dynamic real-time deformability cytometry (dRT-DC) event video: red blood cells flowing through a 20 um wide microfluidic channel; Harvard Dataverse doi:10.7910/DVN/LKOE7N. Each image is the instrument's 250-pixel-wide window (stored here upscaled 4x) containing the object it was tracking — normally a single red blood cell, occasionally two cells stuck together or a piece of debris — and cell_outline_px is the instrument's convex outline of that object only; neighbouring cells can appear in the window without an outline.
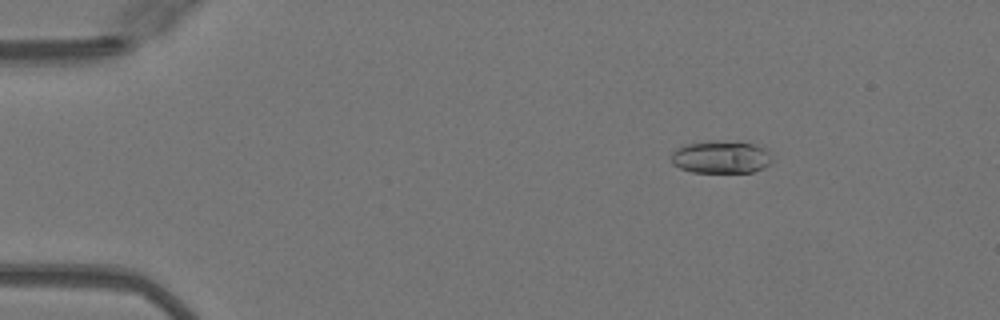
{"species": "Egyptian fruit bat (a non-hibernating species)", "species_latin": "Rousettus aegyptiacus", "temperature_condition": "warm", "stored_images_in_passage": 50, "camera_frame_rate_fps": 3000, "um_per_image_px": 0.085, "animal": {"sex": "female"}, "frame": {"image": 1, "passage_image": 8, "time_ms": 2.333, "image_size_px": [1000, 320], "cell_outline_px": [[772, 160], [764, 168], [752, 172], [692, 172], [680, 168], [672, 164], [672, 152], [676, 148], [684, 144], [752, 144], [768, 148], [772, 156]], "centroid_in_image_um": [61.31, 13.41], "position_along_channel_um": 23.7, "area_um2": 18.32}}
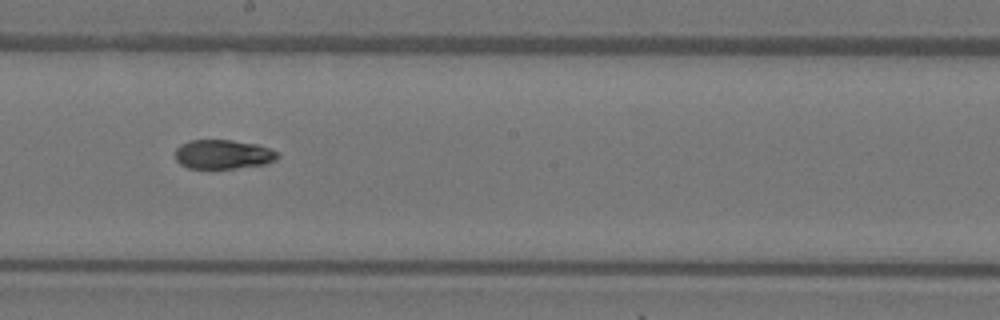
{"frame": {"image": 2, "passage_image": 29, "time_ms": 9.333, "image_size_px": [1000, 320], "cell_outline_px": [[280, 156], [276, 160], [264, 164], [236, 168], [188, 168], [180, 164], [176, 160], [176, 148], [180, 144], [192, 140], [232, 140], [256, 144], [268, 148], [276, 152]], "centroid_in_image_um": [18.95, 13.12], "position_along_channel_um": 229.3, "area_um2": 17.34}}
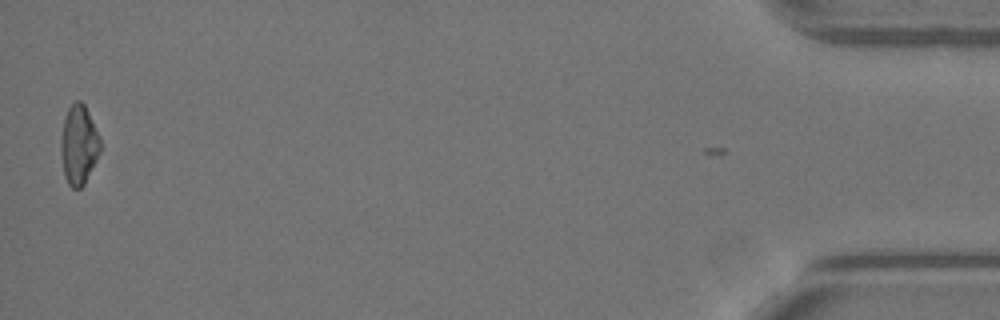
{"frame": {"image": 3, "passage_image": 50, "time_ms": 16.333, "image_size_px": [1000, 320], "cell_outline_px": [[100, 152], [84, 184], [80, 188], [72, 188], [68, 184], [64, 176], [60, 152], [60, 140], [64, 120], [68, 108], [76, 100], [80, 100], [84, 104], [100, 136]], "centroid_in_image_um": [6.68, 12.31], "position_along_channel_um": 428.5, "area_um2": 18.21}, "authors_computed_cell_mechanics": {"area_um2": 18.2937, "velocity_mm_per_s": 4.1092, "shape_relaxation_time_tau1_ms": null, "shape_relaxation_time_tau2_ms": 5.3314, "deformation_change_tau1": null, "deformation_change_tau2": 0.1026}}